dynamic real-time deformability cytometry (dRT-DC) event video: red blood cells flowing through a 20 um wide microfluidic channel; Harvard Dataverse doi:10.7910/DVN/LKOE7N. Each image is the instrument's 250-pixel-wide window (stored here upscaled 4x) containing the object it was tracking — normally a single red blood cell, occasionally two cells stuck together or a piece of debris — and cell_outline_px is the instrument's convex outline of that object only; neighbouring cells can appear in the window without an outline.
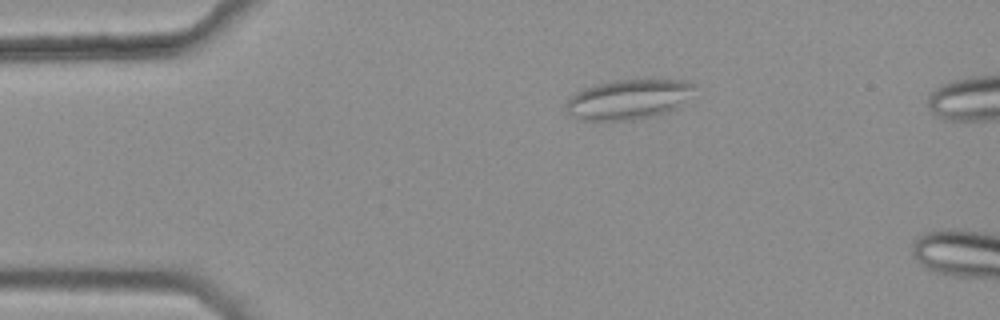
{"species": "common noctule bat (a hibernating species)", "species_latin": "Nyctalus noctula", "temperature_condition": "warm", "stored_images_in_passage": 6, "camera_frame_rate_fps": 3000, "um_per_image_px": 0.085, "animal": {"sex": "female", "body_mass_g": 25.1}, "frame": {"image": 1, "passage_image": 1, "time_ms": 0.0, "image_size_px": [1000, 320], "cell_outline_px": [[692, 88], [676, 108], [668, 112], [652, 116], [632, 120], [576, 120], [568, 112], [564, 104], [576, 92], [584, 88], [616, 80], [644, 76], [684, 80], [692, 84]], "centroid_in_image_um": [53.38, 8.41], "position_along_channel_um": 31.6, "area_um2": 30.11}}